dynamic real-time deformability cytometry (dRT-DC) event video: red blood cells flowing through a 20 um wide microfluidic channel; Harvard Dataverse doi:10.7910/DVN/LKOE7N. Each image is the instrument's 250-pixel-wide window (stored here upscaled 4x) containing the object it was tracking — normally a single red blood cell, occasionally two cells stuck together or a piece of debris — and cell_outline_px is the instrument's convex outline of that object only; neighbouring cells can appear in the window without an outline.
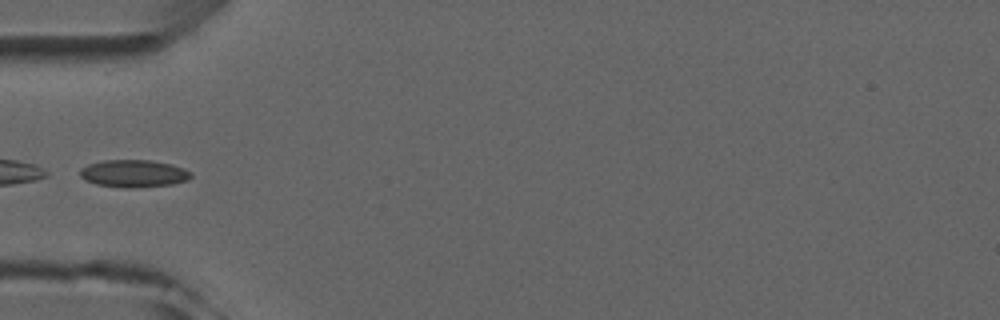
{"species": "common noctule bat (a hibernating species)", "species_latin": "Nyctalus noctula", "temperature_condition": "room temperature", "stored_images_in_passage": 3, "camera_frame_rate_fps": 3000, "um_per_image_px": 0.085, "animal": {"sex": "male", "forearm_length_mm": 52.5}, "frame": {"image": 1, "passage_image": 3, "time_ms": 2.333, "image_size_px": [1000, 320], "cell_outline_px": [[192, 176], [188, 180], [172, 184], [136, 188], [124, 188], [96, 184], [84, 180], [80, 176], [80, 168], [88, 164], [100, 160], [148, 160], [172, 164], [184, 168], [192, 172]], "centroid_in_image_um": [11.36, 14.75], "position_along_channel_um": 73.6, "area_um2": 17.98}}